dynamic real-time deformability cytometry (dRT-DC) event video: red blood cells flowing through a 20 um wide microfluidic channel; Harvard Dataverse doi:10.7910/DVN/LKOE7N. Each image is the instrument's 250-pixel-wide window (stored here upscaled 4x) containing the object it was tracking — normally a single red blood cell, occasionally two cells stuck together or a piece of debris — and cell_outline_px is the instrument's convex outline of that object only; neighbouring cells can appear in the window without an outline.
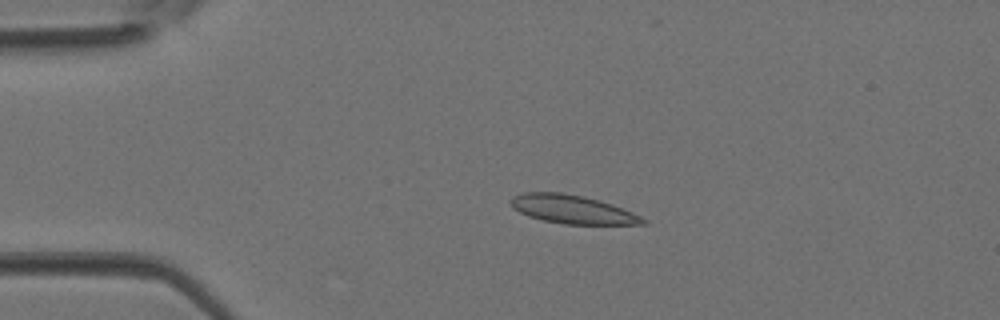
{"species": "Egyptian fruit bat (a non-hibernating species)", "species_latin": "Rousettus aegyptiacus", "temperature_condition": "room temperature", "stored_images_in_passage": 4, "camera_frame_rate_fps": 3000, "um_per_image_px": 0.085, "animal": {"sex": "female"}, "frame": {"image": 1, "passage_image": 3, "time_ms": 0.667, "image_size_px": [1000, 320], "cell_outline_px": [[648, 224], [564, 224], [544, 220], [528, 216], [512, 208], [508, 200], [512, 196], [524, 192], [564, 192], [584, 196], [600, 200], [612, 204], [632, 212], [648, 220]], "centroid_in_image_um": [48.63, 17.78], "position_along_channel_um": 36.4, "area_um2": 22.14}}